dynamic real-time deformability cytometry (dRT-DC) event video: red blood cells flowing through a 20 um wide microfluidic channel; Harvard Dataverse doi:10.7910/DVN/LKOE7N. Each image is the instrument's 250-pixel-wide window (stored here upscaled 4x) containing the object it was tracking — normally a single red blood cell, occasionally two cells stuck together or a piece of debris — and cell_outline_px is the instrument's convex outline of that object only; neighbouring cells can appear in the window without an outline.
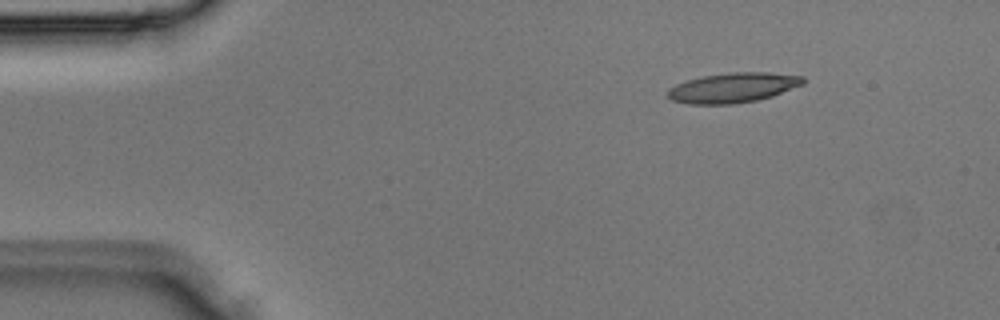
{"species": "Egyptian fruit bat (a non-hibernating species)", "species_latin": "Rousettus aegyptiacus", "temperature_condition": "room temperature", "stored_images_in_passage": 3, "camera_frame_rate_fps": 3000, "um_per_image_px": 0.085, "animal": {"sex": "male"}, "frame": {"image": 1, "passage_image": 1, "time_ms": 0.0, "image_size_px": [1000, 320], "cell_outline_px": [[804, 84], [772, 96], [756, 100], [736, 104], [688, 104], [672, 100], [668, 96], [668, 88], [676, 84], [688, 80], [704, 76], [732, 72], [768, 72], [804, 76]], "centroid_in_image_um": [62.32, 7.45], "position_along_channel_um": 22.7, "area_um2": 23.52}}
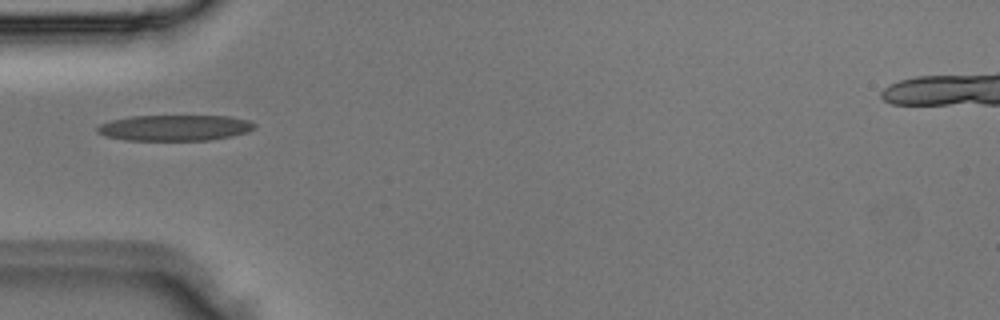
{"frame": {"image": 2, "passage_image": 3, "time_ms": 0.667, "image_size_px": [1000, 320], "cell_outline_px": [[256, 128], [248, 132], [232, 136], [208, 140], [124, 140], [104, 136], [96, 132], [96, 128], [100, 124], [112, 120], [132, 116], [228, 116], [248, 120], [256, 124]], "centroid_in_image_um": [14.85, 10.87], "position_along_channel_um": 70.1, "area_um2": 23.76}}